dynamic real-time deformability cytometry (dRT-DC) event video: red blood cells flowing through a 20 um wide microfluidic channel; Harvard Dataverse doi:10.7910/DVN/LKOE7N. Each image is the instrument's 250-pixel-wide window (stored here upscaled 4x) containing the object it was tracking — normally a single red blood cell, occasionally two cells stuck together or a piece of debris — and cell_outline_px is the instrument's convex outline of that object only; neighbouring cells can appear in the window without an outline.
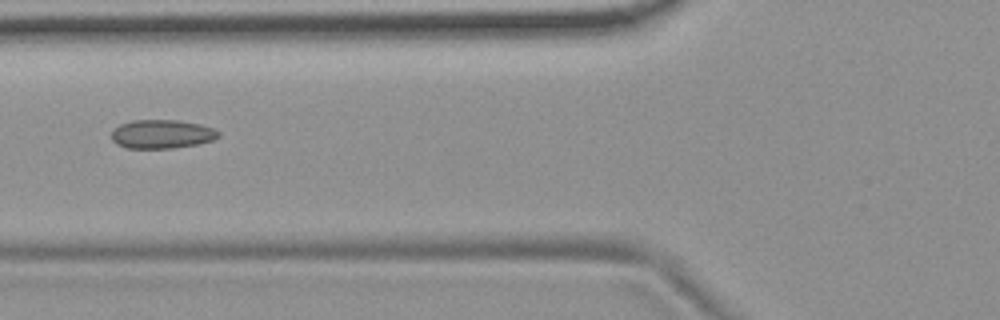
{"species": "common noctule bat (a hibernating species)", "species_latin": "Nyctalus noctula", "temperature_condition": "room temperature", "stored_images_in_passage": 7, "camera_frame_rate_fps": 3000, "um_per_image_px": 0.085, "animal": {"sex": "female", "body_mass_g": 19.9}, "frame": {"image": 1, "passage_image": 6, "time_ms": 5.667, "image_size_px": [1000, 320], "cell_outline_px": [[220, 136], [212, 140], [200, 144], [172, 148], [128, 148], [116, 144], [112, 140], [112, 132], [120, 124], [132, 120], [176, 120], [200, 124], [212, 128], [220, 132]], "centroid_in_image_um": [13.77, 11.4], "position_along_channel_um": 112.0, "area_um2": 17.92}}
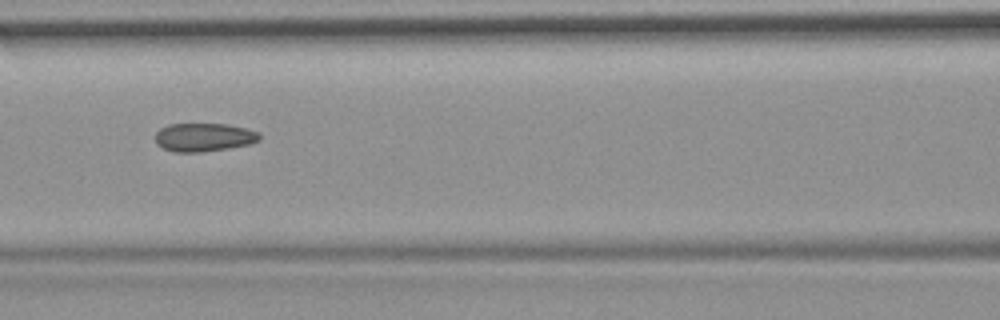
{"frame": {"image": 2, "passage_image": 7, "time_ms": 6.667, "image_size_px": [1000, 320], "cell_outline_px": [[260, 140], [248, 144], [228, 148], [204, 152], [176, 152], [164, 148], [156, 144], [156, 132], [160, 128], [168, 124], [228, 124], [260, 132]], "centroid_in_image_um": [17.33, 11.66], "position_along_channel_um": 149.3, "area_um2": 17.22}}